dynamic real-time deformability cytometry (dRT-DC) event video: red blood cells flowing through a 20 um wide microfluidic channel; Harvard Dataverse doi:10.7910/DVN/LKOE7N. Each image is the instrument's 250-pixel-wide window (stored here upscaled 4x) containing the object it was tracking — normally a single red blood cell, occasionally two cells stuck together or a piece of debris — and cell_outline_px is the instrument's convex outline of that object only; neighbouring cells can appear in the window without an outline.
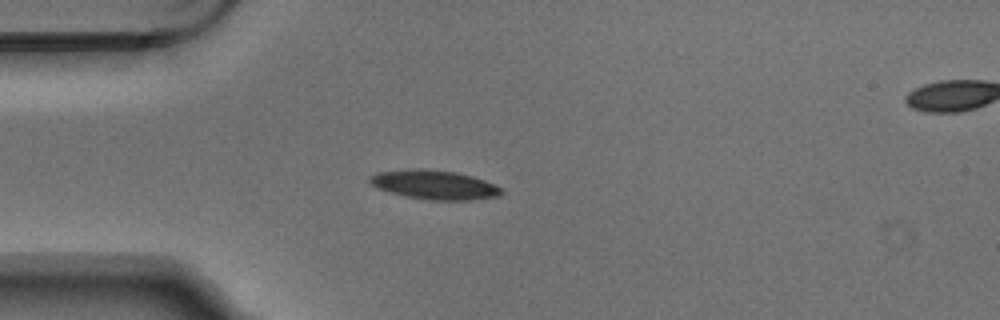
{"species": "Egyptian fruit bat (a non-hibernating species)", "species_latin": "Rousettus aegyptiacus", "temperature_condition": "warm", "stored_images_in_passage": 5, "segment_of_instrument_passage": [1, 2], "camera_frame_rate_fps": 3000, "um_per_image_px": 0.085, "animal": {"sex": "male"}, "frame": {"image": 1, "passage_image": 4, "time_ms": 1.0, "image_size_px": [1000, 320], "cell_outline_px": [[504, 192], [500, 196], [472, 200], [432, 200], [404, 196], [388, 192], [376, 188], [368, 180], [368, 176], [376, 172], [456, 172], [472, 176], [484, 180], [504, 188]], "centroid_in_image_um": [37.01, 15.77], "position_along_channel_um": 48.0, "area_um2": 21.44}}